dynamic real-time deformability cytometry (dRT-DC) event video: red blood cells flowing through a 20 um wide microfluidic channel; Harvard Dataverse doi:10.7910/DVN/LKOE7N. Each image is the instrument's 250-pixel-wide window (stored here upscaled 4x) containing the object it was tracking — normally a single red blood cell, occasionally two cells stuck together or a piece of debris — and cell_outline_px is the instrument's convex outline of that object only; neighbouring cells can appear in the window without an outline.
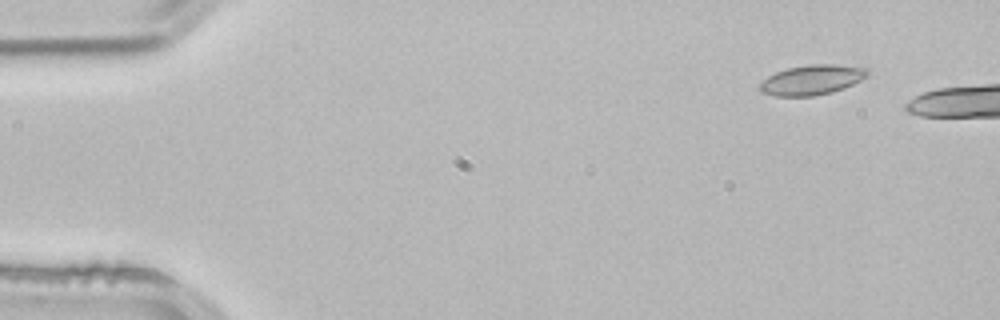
{"species": "common noctule bat (a hibernating species)", "species_latin": "Nyctalus noctula", "temperature_condition": "room temperature", "stored_images_in_passage": 3, "camera_frame_rate_fps": 3000, "um_per_image_px": 0.085, "animal": {"sex": "male", "body_mass_g": 21.5, "forearm_length_mm": 52.0}, "frame": {"image": 1, "passage_image": 1, "time_ms": 0.0, "image_size_px": [1000, 320], "cell_outline_px": [[868, 76], [844, 88], [832, 92], [812, 96], [776, 96], [760, 92], [760, 84], [768, 76], [776, 72], [788, 68], [808, 64], [836, 64], [868, 68]], "centroid_in_image_um": [69.02, 6.78], "position_along_channel_um": 16.0, "area_um2": 18.73}}